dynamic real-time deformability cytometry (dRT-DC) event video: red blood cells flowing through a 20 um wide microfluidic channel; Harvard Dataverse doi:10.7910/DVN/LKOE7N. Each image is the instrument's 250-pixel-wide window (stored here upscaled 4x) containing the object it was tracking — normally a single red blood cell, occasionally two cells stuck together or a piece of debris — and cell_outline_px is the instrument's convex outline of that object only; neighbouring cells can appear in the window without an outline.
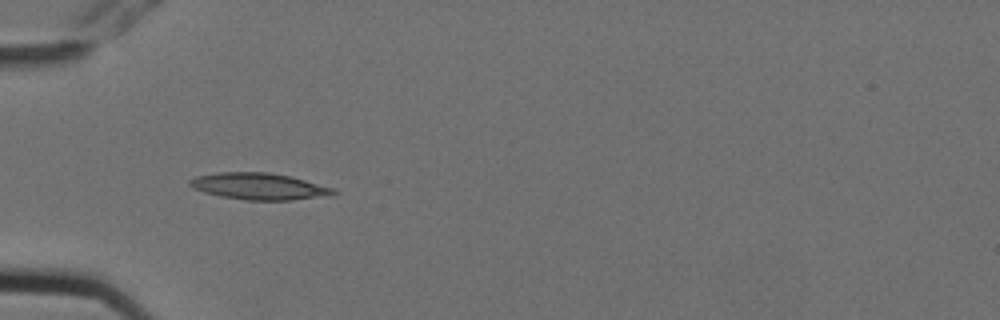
{"species": "Egyptian fruit bat (a non-hibernating species)", "species_latin": "Rousettus aegyptiacus", "temperature_condition": "cold", "stored_images_in_passage": 6, "camera_frame_rate_fps": 3000, "um_per_image_px": 0.085, "animal": {"sex": "female"}, "frame": {"image": 1, "passage_image": 5, "time_ms": 1.333, "image_size_px": [1000, 320], "cell_outline_px": [[336, 192], [292, 200], [244, 200], [220, 196], [204, 192], [188, 184], [188, 180], [196, 176], [220, 172], [268, 172], [288, 176], [304, 180], [332, 188]], "centroid_in_image_um": [21.88, 15.82], "position_along_channel_um": 63.1, "area_um2": 21.62}}
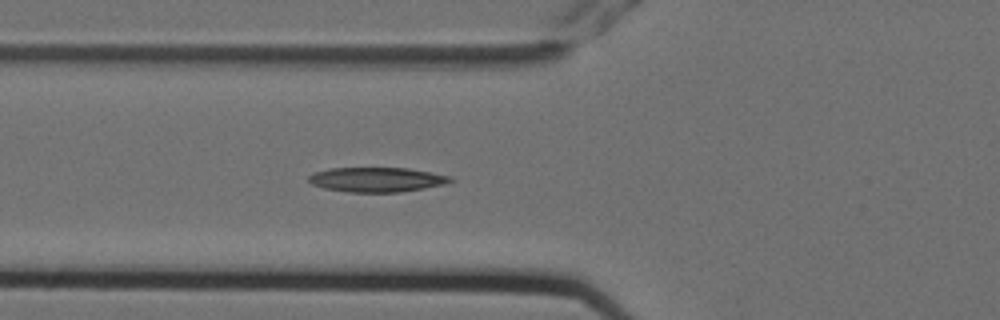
{"frame": {"image": 2, "passage_image": 6, "time_ms": 1.667, "image_size_px": [1000, 320], "cell_outline_px": [[456, 180], [444, 184], [424, 188], [400, 192], [348, 192], [324, 188], [312, 184], [308, 180], [308, 176], [312, 172], [328, 168], [408, 168], [452, 176]], "centroid_in_image_um": [32.02, 15.26], "position_along_channel_um": 93.8, "area_um2": 20.46}}